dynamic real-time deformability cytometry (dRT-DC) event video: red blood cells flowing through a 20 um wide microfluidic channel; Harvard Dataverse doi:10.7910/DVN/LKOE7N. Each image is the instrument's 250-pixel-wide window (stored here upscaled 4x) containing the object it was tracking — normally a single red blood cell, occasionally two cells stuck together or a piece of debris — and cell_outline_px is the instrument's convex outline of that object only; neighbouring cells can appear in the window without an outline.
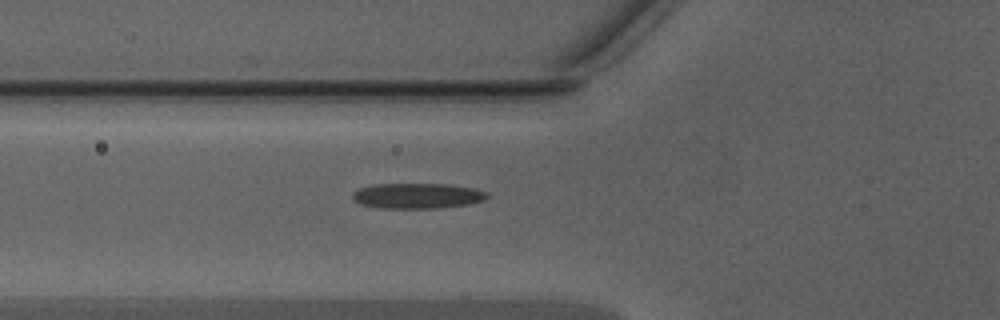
{"species": "Egyptian fruit bat (a non-hibernating species)", "species_latin": "Rousettus aegyptiacus", "temperature_condition": "warm", "stored_images_in_passage": 31, "camera_frame_rate_fps": 3000, "um_per_image_px": 0.085, "animal": {"sex": "male"}, "frame": {"image": 1, "passage_image": 2, "time_ms": 0.333, "image_size_px": [1000, 320], "cell_outline_px": [[488, 196], [484, 200], [468, 204], [436, 208], [376, 208], [360, 204], [352, 196], [352, 192], [356, 188], [372, 184], [448, 184], [472, 188], [488, 192]], "centroid_in_image_um": [35.42, 16.64], "position_along_channel_um": 90.4, "area_um2": 20.0}}
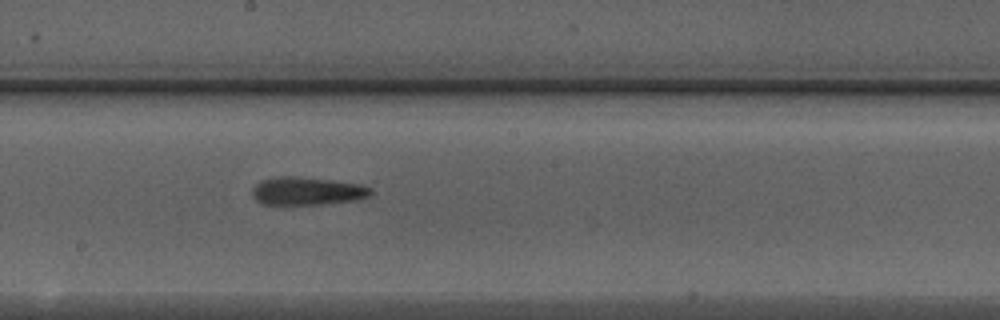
{"frame": {"image": 2, "passage_image": 11, "time_ms": 3.333, "image_size_px": [1000, 320], "cell_outline_px": [[372, 192], [368, 196], [356, 200], [320, 204], [264, 204], [256, 200], [252, 192], [252, 188], [260, 180], [280, 176], [292, 176], [332, 180], [360, 184], [372, 188]], "centroid_in_image_um": [26.1, 16.23], "position_along_channel_um": 222.1, "area_um2": 19.19}}
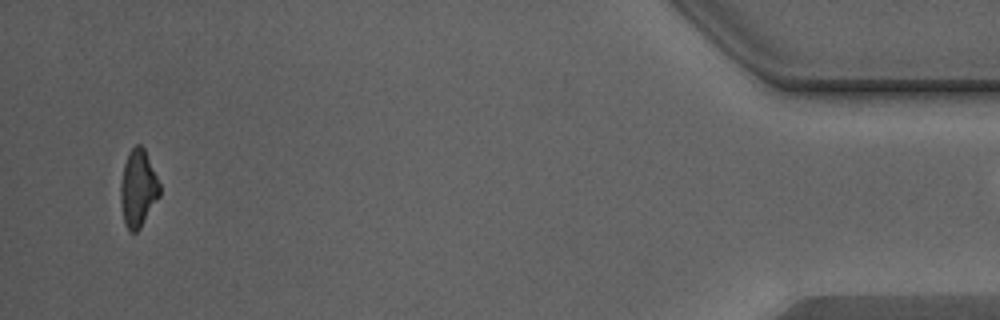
{"frame": {"image": 3, "passage_image": 30, "time_ms": 9.667, "image_size_px": [1000, 320], "cell_outline_px": [[160, 196], [140, 228], [136, 232], [132, 232], [124, 224], [120, 200], [120, 184], [124, 164], [128, 152], [136, 144], [140, 144], [144, 148], [160, 184]], "centroid_in_image_um": [11.73, 16.01], "position_along_channel_um": 423.5, "area_um2": 17.57}}